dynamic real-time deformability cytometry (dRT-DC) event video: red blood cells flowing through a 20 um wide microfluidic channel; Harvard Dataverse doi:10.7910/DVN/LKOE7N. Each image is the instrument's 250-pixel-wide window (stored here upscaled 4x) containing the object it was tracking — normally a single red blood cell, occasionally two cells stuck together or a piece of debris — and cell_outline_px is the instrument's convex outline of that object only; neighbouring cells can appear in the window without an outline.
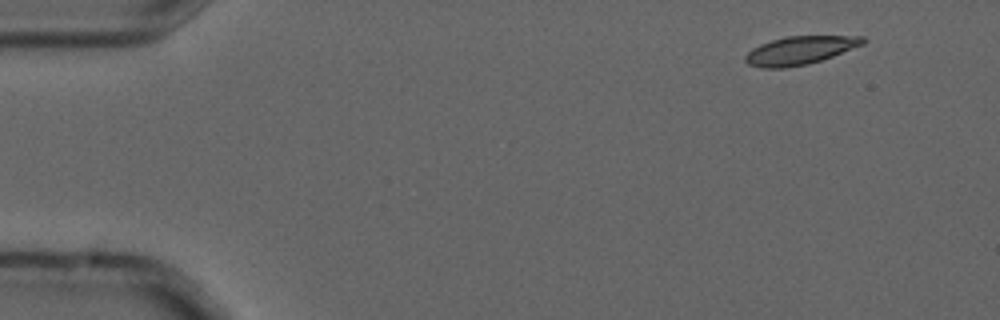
{"species": "common noctule bat (a hibernating species)", "species_latin": "Nyctalus noctula", "temperature_condition": "cold", "stored_images_in_passage": 4, "camera_frame_rate_fps": 3000, "um_per_image_px": 0.085, "animal": {"sex": "male", "forearm_length_mm": 52.5}, "frame": {"image": 1, "passage_image": 2, "time_ms": 0.333, "image_size_px": [1000, 320], "cell_outline_px": [[868, 40], [864, 44], [832, 56], [808, 64], [784, 68], [764, 68], [748, 64], [744, 60], [744, 56], [752, 48], [760, 44], [784, 36], [864, 36]], "centroid_in_image_um": [67.99, 4.27], "position_along_channel_um": 17.0, "area_um2": 19.36}}
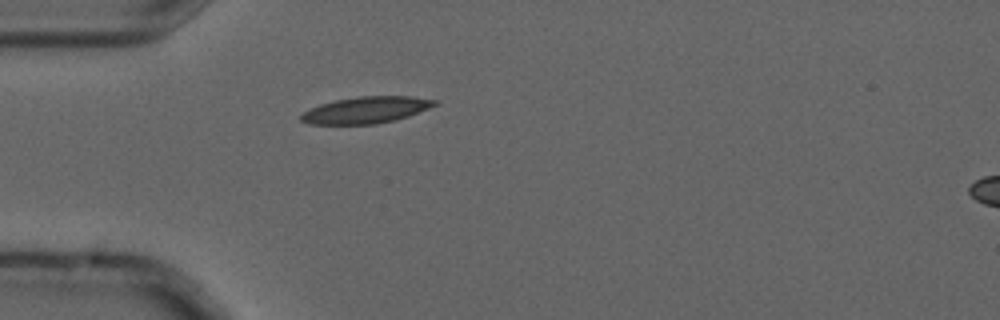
{"frame": {"image": 2, "passage_image": 4, "time_ms": 1.0, "image_size_px": [1000, 320], "cell_outline_px": [[440, 104], [408, 116], [396, 120], [376, 124], [308, 124], [300, 120], [300, 116], [304, 112], [320, 104], [336, 100], [360, 96], [412, 96], [440, 100]], "centroid_in_image_um": [31.18, 9.34], "position_along_channel_um": 53.8, "area_um2": 20.81}}